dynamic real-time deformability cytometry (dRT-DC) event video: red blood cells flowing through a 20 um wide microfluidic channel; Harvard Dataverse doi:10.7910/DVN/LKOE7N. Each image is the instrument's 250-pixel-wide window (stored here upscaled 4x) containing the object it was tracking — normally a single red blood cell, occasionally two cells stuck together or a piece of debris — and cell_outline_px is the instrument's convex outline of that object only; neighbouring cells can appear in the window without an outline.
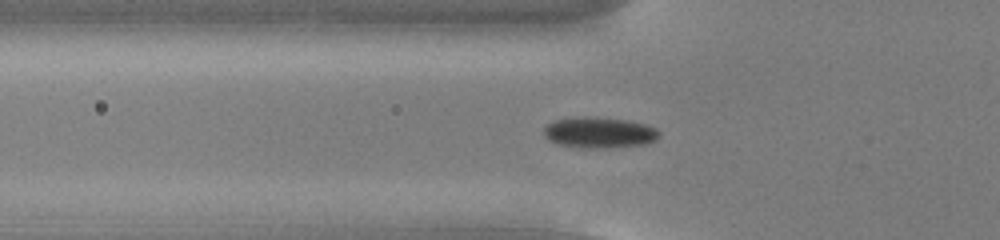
{"species": "common noctule bat (a hibernating species)", "species_latin": "Nyctalus noctula", "temperature_condition": "cold", "stored_images_in_passage": 56, "camera_frame_rate_fps": 3000, "um_per_image_px": 0.085, "animal": {"sex": "male", "body_mass_g": 13.0, "forearm_length_mm": 53.1}, "frame": {"image": 1, "passage_image": 20, "time_ms": 6.333, "image_size_px": [1000, 240], "cell_outline_px": [[660, 136], [656, 140], [648, 144], [612, 148], [584, 148], [556, 144], [548, 140], [544, 136], [544, 128], [552, 120], [584, 116], [592, 116], [628, 120], [644, 124], [656, 128], [660, 132]], "centroid_in_image_um": [50.95, 11.27], "position_along_channel_um": 74.9, "area_um2": 21.21}}
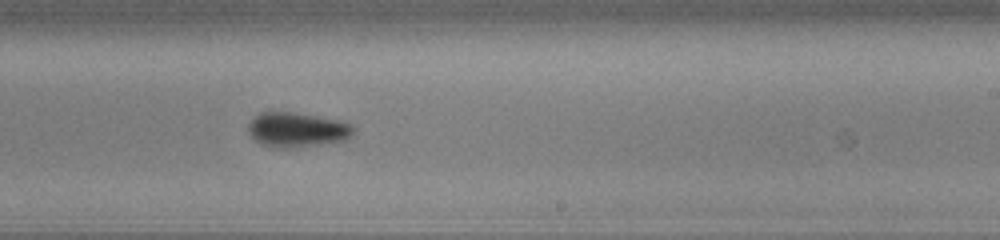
{"frame": {"image": 2, "passage_image": 35, "time_ms": 11.333, "image_size_px": [1000, 240], "cell_outline_px": [[356, 128], [344, 140], [320, 144], [284, 148], [272, 148], [256, 140], [248, 132], [248, 124], [260, 112], [292, 112], [316, 116], [336, 120], [352, 124]], "centroid_in_image_um": [25.22, 11.02], "position_along_channel_um": 263.8, "area_um2": 20.87}}
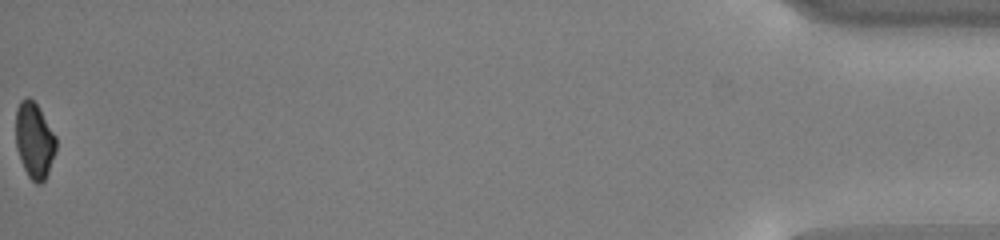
{"frame": {"image": 3, "passage_image": 56, "time_ms": 18.333, "image_size_px": [1000, 240], "cell_outline_px": [[56, 148], [48, 172], [44, 180], [40, 184], [36, 184], [28, 176], [20, 160], [16, 148], [16, 108], [20, 100], [28, 96], [36, 104], [56, 136]], "centroid_in_image_um": [2.9, 11.93], "position_along_channel_um": 432.3, "area_um2": 17.69}, "authors_computed_cell_mechanics": {"area_um2": 19.5653, "velocity_mm_per_s": 3.7817, "shape_relaxation_time_tau1_ms": 1.7982, "shape_relaxation_time_tau2_ms": null, "deformation_change_tau1": 0.0712, "deformation_change_tau2": null}}